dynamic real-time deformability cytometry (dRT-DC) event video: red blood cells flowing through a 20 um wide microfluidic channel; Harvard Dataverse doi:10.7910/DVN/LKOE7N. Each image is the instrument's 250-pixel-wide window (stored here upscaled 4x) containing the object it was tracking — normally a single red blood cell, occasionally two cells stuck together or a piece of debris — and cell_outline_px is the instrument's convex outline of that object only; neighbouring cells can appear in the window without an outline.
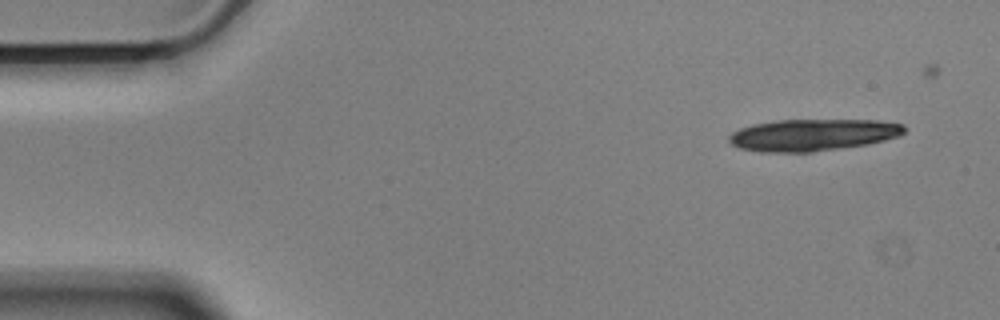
{"species": "Egyptian fruit bat (a non-hibernating species)", "species_latin": "Rousettus aegyptiacus", "temperature_condition": "cold", "stored_images_in_passage": 14, "camera_frame_rate_fps": 3000, "um_per_image_px": 0.085, "animal": {"sex": "male"}, "frame": {"image": 1, "passage_image": 1, "time_ms": 0.0, "image_size_px": [1000, 320], "cell_outline_px": [[904, 132], [900, 136], [868, 144], [812, 152], [760, 152], [740, 148], [732, 144], [728, 140], [728, 136], [732, 132], [740, 128], [752, 124], [776, 120], [880, 120], [904, 124]], "centroid_in_image_um": [69.07, 11.46], "position_along_channel_um": 15.9, "area_um2": 32.66}}